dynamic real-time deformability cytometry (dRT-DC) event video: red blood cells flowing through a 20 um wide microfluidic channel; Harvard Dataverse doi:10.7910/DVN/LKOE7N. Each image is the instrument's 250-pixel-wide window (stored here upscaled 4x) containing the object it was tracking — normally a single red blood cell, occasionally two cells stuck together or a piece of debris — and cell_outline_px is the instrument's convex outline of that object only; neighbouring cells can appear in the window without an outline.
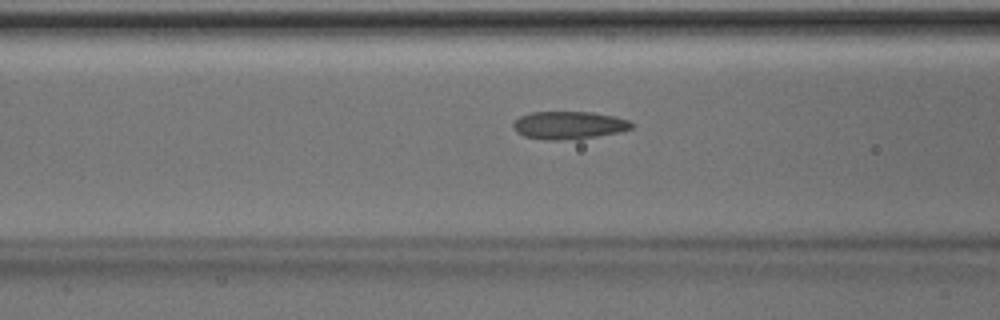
{"species": "Egyptian fruit bat (a non-hibernating species)", "species_latin": "Rousettus aegyptiacus", "temperature_condition": "room temperature", "stored_images_in_passage": 24, "camera_frame_rate_fps": 3000, "um_per_image_px": 0.085, "animal": {"sex": "male"}, "frame": {"image": 1, "passage_image": 4, "time_ms": 1.0, "image_size_px": [1000, 320], "cell_outline_px": [[632, 128], [620, 132], [596, 136], [560, 140], [548, 140], [524, 136], [516, 132], [512, 128], [512, 124], [520, 116], [532, 112], [592, 112], [616, 116], [628, 120], [632, 124]], "centroid_in_image_um": [48.33, 10.63], "position_along_channel_um": 118.3, "area_um2": 19.07}}
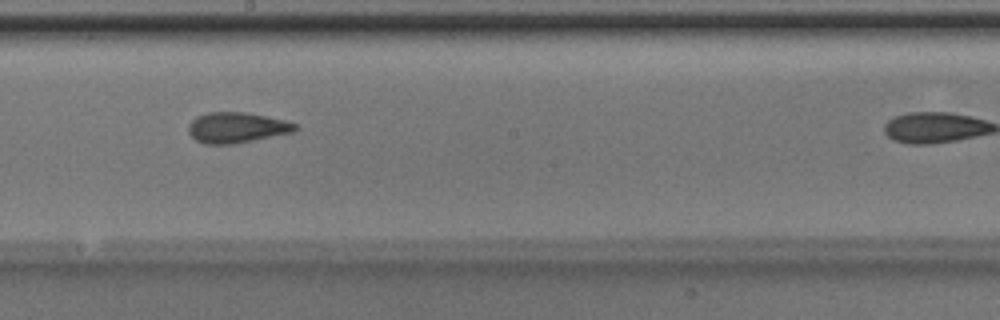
{"frame": {"image": 2, "passage_image": 12, "time_ms": 3.667, "image_size_px": [1000, 320], "cell_outline_px": [[300, 128], [296, 132], [232, 144], [204, 144], [196, 140], [188, 132], [188, 124], [196, 116], [208, 112], [244, 112], [284, 120], [296, 124]], "centroid_in_image_um": [20.12, 10.85], "position_along_channel_um": 228.1, "area_um2": 19.07}}
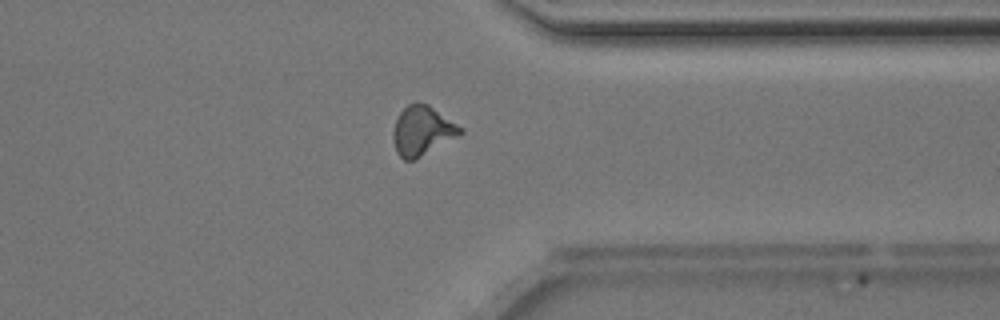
{"frame": {"image": 3, "passage_image": 23, "time_ms": 7.333, "image_size_px": [1000, 320], "cell_outline_px": [[464, 132], [416, 160], [404, 160], [396, 152], [392, 136], [392, 132], [396, 120], [400, 112], [408, 104], [416, 100], [428, 104], [464, 128]], "centroid_in_image_um": [35.88, 11.1], "position_along_channel_um": 375.5, "area_um2": 19.54}}